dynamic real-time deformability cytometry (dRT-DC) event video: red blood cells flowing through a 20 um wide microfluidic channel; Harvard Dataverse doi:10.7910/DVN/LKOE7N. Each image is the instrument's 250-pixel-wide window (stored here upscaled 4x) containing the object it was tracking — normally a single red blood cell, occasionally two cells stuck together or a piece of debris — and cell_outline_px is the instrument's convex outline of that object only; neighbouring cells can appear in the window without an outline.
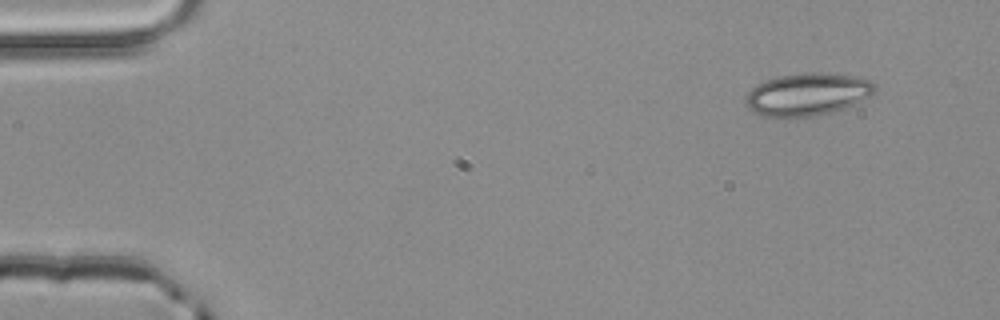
{"species": "common noctule bat (a hibernating species)", "species_latin": "Nyctalus noctula", "temperature_condition": "room temperature", "stored_images_in_passage": 4, "camera_frame_rate_fps": 3000, "um_per_image_px": 0.085, "animal": {"sex": "male", "body_mass_g": 20.4}, "frame": {"image": 1, "passage_image": 1, "time_ms": 0.0, "image_size_px": [1000, 320], "cell_outline_px": [[876, 88], [868, 96], [844, 108], [820, 116], [764, 116], [748, 108], [744, 104], [744, 96], [756, 84], [780, 76], [804, 72], [820, 72], [856, 76], [872, 80], [876, 84]], "centroid_in_image_um": [68.62, 8.0], "position_along_channel_um": 16.4, "area_um2": 31.91}}